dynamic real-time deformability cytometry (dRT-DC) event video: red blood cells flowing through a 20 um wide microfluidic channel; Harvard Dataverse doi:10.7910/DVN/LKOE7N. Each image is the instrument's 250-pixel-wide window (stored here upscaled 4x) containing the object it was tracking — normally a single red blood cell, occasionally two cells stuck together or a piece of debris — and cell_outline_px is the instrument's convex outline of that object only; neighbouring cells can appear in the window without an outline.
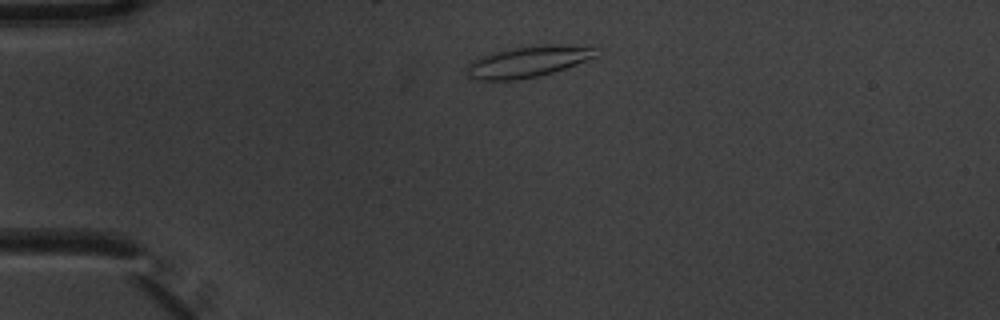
{"species": "common noctule bat (a hibernating species)", "species_latin": "Nyctalus noctula", "temperature_condition": "warm", "stored_images_in_passage": 3, "camera_frame_rate_fps": 3000, "um_per_image_px": 0.085, "animal": {"sex": "male", "body_mass_g": 20.1, "forearm_length_mm": 53.5}, "frame": {"image": 1, "passage_image": 1, "time_ms": 0.0, "image_size_px": [1000, 320], "cell_outline_px": [[596, 56], [576, 64], [540, 76], [516, 80], [476, 80], [468, 76], [464, 68], [472, 60], [492, 52], [516, 48], [592, 44]], "centroid_in_image_um": [44.82, 5.27], "position_along_channel_um": 40.2, "area_um2": 22.95}}
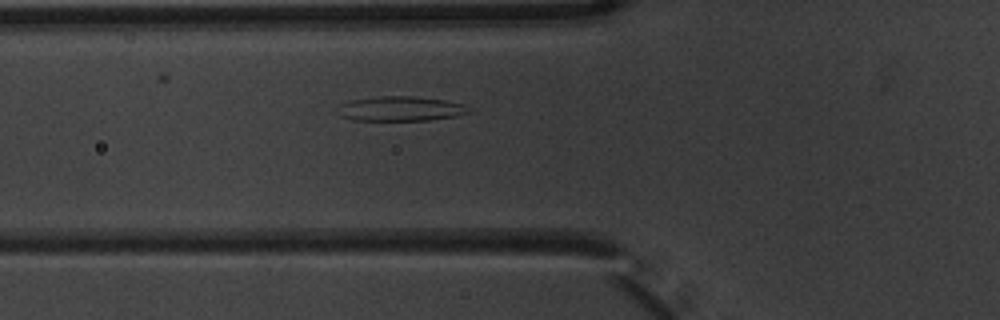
{"frame": {"image": 2, "passage_image": 3, "time_ms": 0.667, "image_size_px": [1000, 320], "cell_outline_px": [[472, 112], [456, 116], [428, 120], [352, 120], [340, 116], [340, 104], [352, 100], [380, 96], [412, 96], [444, 100], [464, 104], [472, 108]], "centroid_in_image_um": [34.11, 9.24], "position_along_channel_um": 91.7, "area_um2": 18.79}}